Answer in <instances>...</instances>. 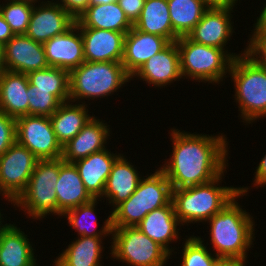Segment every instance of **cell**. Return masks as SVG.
<instances>
[{"label": "cell", "instance_id": "cell-34", "mask_svg": "<svg viewBox=\"0 0 266 266\" xmlns=\"http://www.w3.org/2000/svg\"><path fill=\"white\" fill-rule=\"evenodd\" d=\"M200 237L190 236L186 239L182 247L181 266H214L217 259L216 255L209 253ZM213 255V256H212Z\"/></svg>", "mask_w": 266, "mask_h": 266}, {"label": "cell", "instance_id": "cell-16", "mask_svg": "<svg viewBox=\"0 0 266 266\" xmlns=\"http://www.w3.org/2000/svg\"><path fill=\"white\" fill-rule=\"evenodd\" d=\"M139 77L156 87H165L182 78L180 71V53L176 41L170 42L164 49L149 58L131 76Z\"/></svg>", "mask_w": 266, "mask_h": 266}, {"label": "cell", "instance_id": "cell-27", "mask_svg": "<svg viewBox=\"0 0 266 266\" xmlns=\"http://www.w3.org/2000/svg\"><path fill=\"white\" fill-rule=\"evenodd\" d=\"M80 102L73 103V105L70 101L63 102L50 116L53 131L62 147L74 138L93 117L88 114L87 104L83 102L80 104Z\"/></svg>", "mask_w": 266, "mask_h": 266}, {"label": "cell", "instance_id": "cell-21", "mask_svg": "<svg viewBox=\"0 0 266 266\" xmlns=\"http://www.w3.org/2000/svg\"><path fill=\"white\" fill-rule=\"evenodd\" d=\"M179 224L181 225L171 201L168 205L148 213L136 227L172 254L174 250L170 249L169 244L179 238Z\"/></svg>", "mask_w": 266, "mask_h": 266}, {"label": "cell", "instance_id": "cell-29", "mask_svg": "<svg viewBox=\"0 0 266 266\" xmlns=\"http://www.w3.org/2000/svg\"><path fill=\"white\" fill-rule=\"evenodd\" d=\"M101 237L79 236L55 259V266H103Z\"/></svg>", "mask_w": 266, "mask_h": 266}, {"label": "cell", "instance_id": "cell-39", "mask_svg": "<svg viewBox=\"0 0 266 266\" xmlns=\"http://www.w3.org/2000/svg\"><path fill=\"white\" fill-rule=\"evenodd\" d=\"M59 4L76 20L87 9L89 0H60Z\"/></svg>", "mask_w": 266, "mask_h": 266}, {"label": "cell", "instance_id": "cell-10", "mask_svg": "<svg viewBox=\"0 0 266 266\" xmlns=\"http://www.w3.org/2000/svg\"><path fill=\"white\" fill-rule=\"evenodd\" d=\"M38 160L17 141L0 156V192L11 204L25 190Z\"/></svg>", "mask_w": 266, "mask_h": 266}, {"label": "cell", "instance_id": "cell-44", "mask_svg": "<svg viewBox=\"0 0 266 266\" xmlns=\"http://www.w3.org/2000/svg\"><path fill=\"white\" fill-rule=\"evenodd\" d=\"M264 5L259 18L256 20L257 22L253 24V27L255 28L253 31H266V4Z\"/></svg>", "mask_w": 266, "mask_h": 266}, {"label": "cell", "instance_id": "cell-43", "mask_svg": "<svg viewBox=\"0 0 266 266\" xmlns=\"http://www.w3.org/2000/svg\"><path fill=\"white\" fill-rule=\"evenodd\" d=\"M245 264L244 259L219 257L214 266H246Z\"/></svg>", "mask_w": 266, "mask_h": 266}, {"label": "cell", "instance_id": "cell-7", "mask_svg": "<svg viewBox=\"0 0 266 266\" xmlns=\"http://www.w3.org/2000/svg\"><path fill=\"white\" fill-rule=\"evenodd\" d=\"M176 43L180 53L182 78L191 77L197 82L201 80L214 84L223 81L230 71L233 59L239 56L224 49L196 43L187 36L179 37Z\"/></svg>", "mask_w": 266, "mask_h": 266}, {"label": "cell", "instance_id": "cell-8", "mask_svg": "<svg viewBox=\"0 0 266 266\" xmlns=\"http://www.w3.org/2000/svg\"><path fill=\"white\" fill-rule=\"evenodd\" d=\"M58 177L59 158L38 160L25 190L13 202L14 206L24 209L25 214L33 219H41L51 213L62 216L58 211L55 190Z\"/></svg>", "mask_w": 266, "mask_h": 266}, {"label": "cell", "instance_id": "cell-36", "mask_svg": "<svg viewBox=\"0 0 266 266\" xmlns=\"http://www.w3.org/2000/svg\"><path fill=\"white\" fill-rule=\"evenodd\" d=\"M245 52L266 69V31H252Z\"/></svg>", "mask_w": 266, "mask_h": 266}, {"label": "cell", "instance_id": "cell-26", "mask_svg": "<svg viewBox=\"0 0 266 266\" xmlns=\"http://www.w3.org/2000/svg\"><path fill=\"white\" fill-rule=\"evenodd\" d=\"M78 27L106 29L127 33L133 24L128 20L118 2L88 6L75 20Z\"/></svg>", "mask_w": 266, "mask_h": 266}, {"label": "cell", "instance_id": "cell-3", "mask_svg": "<svg viewBox=\"0 0 266 266\" xmlns=\"http://www.w3.org/2000/svg\"><path fill=\"white\" fill-rule=\"evenodd\" d=\"M222 178L220 175L205 184L172 189V203L181 225L208 222L239 193L237 187L220 186Z\"/></svg>", "mask_w": 266, "mask_h": 266}, {"label": "cell", "instance_id": "cell-13", "mask_svg": "<svg viewBox=\"0 0 266 266\" xmlns=\"http://www.w3.org/2000/svg\"><path fill=\"white\" fill-rule=\"evenodd\" d=\"M4 62L7 71L23 74L49 67L44 45L25 34L14 35L4 45Z\"/></svg>", "mask_w": 266, "mask_h": 266}, {"label": "cell", "instance_id": "cell-6", "mask_svg": "<svg viewBox=\"0 0 266 266\" xmlns=\"http://www.w3.org/2000/svg\"><path fill=\"white\" fill-rule=\"evenodd\" d=\"M130 80L121 62L84 61L69 72V101L107 97Z\"/></svg>", "mask_w": 266, "mask_h": 266}, {"label": "cell", "instance_id": "cell-25", "mask_svg": "<svg viewBox=\"0 0 266 266\" xmlns=\"http://www.w3.org/2000/svg\"><path fill=\"white\" fill-rule=\"evenodd\" d=\"M36 261L27 235L8 223L0 234V266H33Z\"/></svg>", "mask_w": 266, "mask_h": 266}, {"label": "cell", "instance_id": "cell-41", "mask_svg": "<svg viewBox=\"0 0 266 266\" xmlns=\"http://www.w3.org/2000/svg\"><path fill=\"white\" fill-rule=\"evenodd\" d=\"M15 34L0 13V43L5 45Z\"/></svg>", "mask_w": 266, "mask_h": 266}, {"label": "cell", "instance_id": "cell-22", "mask_svg": "<svg viewBox=\"0 0 266 266\" xmlns=\"http://www.w3.org/2000/svg\"><path fill=\"white\" fill-rule=\"evenodd\" d=\"M55 190L58 211L62 215L93 199L86 191L75 165L73 163L64 162L61 158H59V177L56 182Z\"/></svg>", "mask_w": 266, "mask_h": 266}, {"label": "cell", "instance_id": "cell-19", "mask_svg": "<svg viewBox=\"0 0 266 266\" xmlns=\"http://www.w3.org/2000/svg\"><path fill=\"white\" fill-rule=\"evenodd\" d=\"M170 42L162 37L137 30L134 26L126 33L122 65L132 76L142 64L164 49Z\"/></svg>", "mask_w": 266, "mask_h": 266}, {"label": "cell", "instance_id": "cell-12", "mask_svg": "<svg viewBox=\"0 0 266 266\" xmlns=\"http://www.w3.org/2000/svg\"><path fill=\"white\" fill-rule=\"evenodd\" d=\"M53 1H42L38 7L34 4L25 35L36 42L44 44L75 24V19L60 6L59 1Z\"/></svg>", "mask_w": 266, "mask_h": 266}, {"label": "cell", "instance_id": "cell-32", "mask_svg": "<svg viewBox=\"0 0 266 266\" xmlns=\"http://www.w3.org/2000/svg\"><path fill=\"white\" fill-rule=\"evenodd\" d=\"M29 83L36 89L53 90V95L61 102L69 101V71L48 67L27 74Z\"/></svg>", "mask_w": 266, "mask_h": 266}, {"label": "cell", "instance_id": "cell-30", "mask_svg": "<svg viewBox=\"0 0 266 266\" xmlns=\"http://www.w3.org/2000/svg\"><path fill=\"white\" fill-rule=\"evenodd\" d=\"M173 31L179 36L188 33L208 9L200 0H167Z\"/></svg>", "mask_w": 266, "mask_h": 266}, {"label": "cell", "instance_id": "cell-31", "mask_svg": "<svg viewBox=\"0 0 266 266\" xmlns=\"http://www.w3.org/2000/svg\"><path fill=\"white\" fill-rule=\"evenodd\" d=\"M98 199H92L90 202L77 206L67 212H65L62 216L66 217L69 225L74 228L75 231L78 232L80 236H90V237H105L112 234V220L111 214L104 222V226L102 225V230L100 229L96 231L97 228V219L94 220L93 214H95V207L97 205ZM91 218H94L90 221ZM89 220V221H88ZM91 222V224L89 223ZM93 227H95L93 229ZM93 229V230H91ZM99 231V232H98Z\"/></svg>", "mask_w": 266, "mask_h": 266}, {"label": "cell", "instance_id": "cell-18", "mask_svg": "<svg viewBox=\"0 0 266 266\" xmlns=\"http://www.w3.org/2000/svg\"><path fill=\"white\" fill-rule=\"evenodd\" d=\"M96 118L93 116L82 130L62 147L61 159L64 162L73 163L107 147L104 144L110 136L109 125Z\"/></svg>", "mask_w": 266, "mask_h": 266}, {"label": "cell", "instance_id": "cell-5", "mask_svg": "<svg viewBox=\"0 0 266 266\" xmlns=\"http://www.w3.org/2000/svg\"><path fill=\"white\" fill-rule=\"evenodd\" d=\"M171 201V184L158 168L150 176L142 177L135 192L112 210V228L136 226L148 213Z\"/></svg>", "mask_w": 266, "mask_h": 266}, {"label": "cell", "instance_id": "cell-17", "mask_svg": "<svg viewBox=\"0 0 266 266\" xmlns=\"http://www.w3.org/2000/svg\"><path fill=\"white\" fill-rule=\"evenodd\" d=\"M43 45L49 67L62 68L70 72L85 61L82 35L76 24Z\"/></svg>", "mask_w": 266, "mask_h": 266}, {"label": "cell", "instance_id": "cell-35", "mask_svg": "<svg viewBox=\"0 0 266 266\" xmlns=\"http://www.w3.org/2000/svg\"><path fill=\"white\" fill-rule=\"evenodd\" d=\"M61 102L53 95V90L36 89L28 86V115L50 117Z\"/></svg>", "mask_w": 266, "mask_h": 266}, {"label": "cell", "instance_id": "cell-40", "mask_svg": "<svg viewBox=\"0 0 266 266\" xmlns=\"http://www.w3.org/2000/svg\"><path fill=\"white\" fill-rule=\"evenodd\" d=\"M253 179L254 186L266 185V154L256 167L255 177Z\"/></svg>", "mask_w": 266, "mask_h": 266}, {"label": "cell", "instance_id": "cell-2", "mask_svg": "<svg viewBox=\"0 0 266 266\" xmlns=\"http://www.w3.org/2000/svg\"><path fill=\"white\" fill-rule=\"evenodd\" d=\"M247 187H239V193L208 221L214 253L217 257L239 258L246 260L247 250L254 240V220L243 210L237 201L246 195Z\"/></svg>", "mask_w": 266, "mask_h": 266}, {"label": "cell", "instance_id": "cell-1", "mask_svg": "<svg viewBox=\"0 0 266 266\" xmlns=\"http://www.w3.org/2000/svg\"><path fill=\"white\" fill-rule=\"evenodd\" d=\"M170 136L172 155L159 169L166 175L172 189L201 185L224 176L228 166L225 135L191 134L173 128Z\"/></svg>", "mask_w": 266, "mask_h": 266}, {"label": "cell", "instance_id": "cell-4", "mask_svg": "<svg viewBox=\"0 0 266 266\" xmlns=\"http://www.w3.org/2000/svg\"><path fill=\"white\" fill-rule=\"evenodd\" d=\"M229 75L234 81V96L243 122L250 124L266 116V69L244 50L233 59Z\"/></svg>", "mask_w": 266, "mask_h": 266}, {"label": "cell", "instance_id": "cell-20", "mask_svg": "<svg viewBox=\"0 0 266 266\" xmlns=\"http://www.w3.org/2000/svg\"><path fill=\"white\" fill-rule=\"evenodd\" d=\"M108 149L92 153L88 157L78 159L73 164L77 168L86 191L93 199H101L107 178L115 160L121 155Z\"/></svg>", "mask_w": 266, "mask_h": 266}, {"label": "cell", "instance_id": "cell-45", "mask_svg": "<svg viewBox=\"0 0 266 266\" xmlns=\"http://www.w3.org/2000/svg\"><path fill=\"white\" fill-rule=\"evenodd\" d=\"M6 70L4 62V45L0 43V75Z\"/></svg>", "mask_w": 266, "mask_h": 266}, {"label": "cell", "instance_id": "cell-42", "mask_svg": "<svg viewBox=\"0 0 266 266\" xmlns=\"http://www.w3.org/2000/svg\"><path fill=\"white\" fill-rule=\"evenodd\" d=\"M208 9L234 6L238 0H200Z\"/></svg>", "mask_w": 266, "mask_h": 266}, {"label": "cell", "instance_id": "cell-15", "mask_svg": "<svg viewBox=\"0 0 266 266\" xmlns=\"http://www.w3.org/2000/svg\"><path fill=\"white\" fill-rule=\"evenodd\" d=\"M79 28L85 61L122 62L125 33L88 27Z\"/></svg>", "mask_w": 266, "mask_h": 266}, {"label": "cell", "instance_id": "cell-23", "mask_svg": "<svg viewBox=\"0 0 266 266\" xmlns=\"http://www.w3.org/2000/svg\"><path fill=\"white\" fill-rule=\"evenodd\" d=\"M27 74L5 70L0 75V111L18 118L28 115Z\"/></svg>", "mask_w": 266, "mask_h": 266}, {"label": "cell", "instance_id": "cell-37", "mask_svg": "<svg viewBox=\"0 0 266 266\" xmlns=\"http://www.w3.org/2000/svg\"><path fill=\"white\" fill-rule=\"evenodd\" d=\"M16 142V119L0 111V156Z\"/></svg>", "mask_w": 266, "mask_h": 266}, {"label": "cell", "instance_id": "cell-47", "mask_svg": "<svg viewBox=\"0 0 266 266\" xmlns=\"http://www.w3.org/2000/svg\"><path fill=\"white\" fill-rule=\"evenodd\" d=\"M2 215H1V211H0V234H1V232L7 227V225L8 224H5V225H3L2 224V218H4V217H1ZM2 225V226H1Z\"/></svg>", "mask_w": 266, "mask_h": 266}, {"label": "cell", "instance_id": "cell-11", "mask_svg": "<svg viewBox=\"0 0 266 266\" xmlns=\"http://www.w3.org/2000/svg\"><path fill=\"white\" fill-rule=\"evenodd\" d=\"M16 141L28 148L39 160L62 157L50 117L24 115L16 118Z\"/></svg>", "mask_w": 266, "mask_h": 266}, {"label": "cell", "instance_id": "cell-48", "mask_svg": "<svg viewBox=\"0 0 266 266\" xmlns=\"http://www.w3.org/2000/svg\"><path fill=\"white\" fill-rule=\"evenodd\" d=\"M16 1H28V2H31V3H34V4L37 3V0H16Z\"/></svg>", "mask_w": 266, "mask_h": 266}, {"label": "cell", "instance_id": "cell-38", "mask_svg": "<svg viewBox=\"0 0 266 266\" xmlns=\"http://www.w3.org/2000/svg\"><path fill=\"white\" fill-rule=\"evenodd\" d=\"M128 20L134 25L139 19L145 0H117Z\"/></svg>", "mask_w": 266, "mask_h": 266}, {"label": "cell", "instance_id": "cell-28", "mask_svg": "<svg viewBox=\"0 0 266 266\" xmlns=\"http://www.w3.org/2000/svg\"><path fill=\"white\" fill-rule=\"evenodd\" d=\"M133 26L142 32L162 36L169 42L179 38L172 28L167 0H145L141 15Z\"/></svg>", "mask_w": 266, "mask_h": 266}, {"label": "cell", "instance_id": "cell-33", "mask_svg": "<svg viewBox=\"0 0 266 266\" xmlns=\"http://www.w3.org/2000/svg\"><path fill=\"white\" fill-rule=\"evenodd\" d=\"M0 5V13L15 35L25 34L30 22L34 4L28 1L8 0Z\"/></svg>", "mask_w": 266, "mask_h": 266}, {"label": "cell", "instance_id": "cell-14", "mask_svg": "<svg viewBox=\"0 0 266 266\" xmlns=\"http://www.w3.org/2000/svg\"><path fill=\"white\" fill-rule=\"evenodd\" d=\"M235 6L207 9L187 37L199 44L224 49L233 34L231 13Z\"/></svg>", "mask_w": 266, "mask_h": 266}, {"label": "cell", "instance_id": "cell-24", "mask_svg": "<svg viewBox=\"0 0 266 266\" xmlns=\"http://www.w3.org/2000/svg\"><path fill=\"white\" fill-rule=\"evenodd\" d=\"M135 168L123 154L113 163L102 195V198H108L109 204H113V209L137 189L141 177Z\"/></svg>", "mask_w": 266, "mask_h": 266}, {"label": "cell", "instance_id": "cell-46", "mask_svg": "<svg viewBox=\"0 0 266 266\" xmlns=\"http://www.w3.org/2000/svg\"><path fill=\"white\" fill-rule=\"evenodd\" d=\"M117 0H89L88 6H95V5H102V4H109L115 2Z\"/></svg>", "mask_w": 266, "mask_h": 266}, {"label": "cell", "instance_id": "cell-9", "mask_svg": "<svg viewBox=\"0 0 266 266\" xmlns=\"http://www.w3.org/2000/svg\"><path fill=\"white\" fill-rule=\"evenodd\" d=\"M111 255L131 266H165L170 253L136 226L112 229Z\"/></svg>", "mask_w": 266, "mask_h": 266}]
</instances>
